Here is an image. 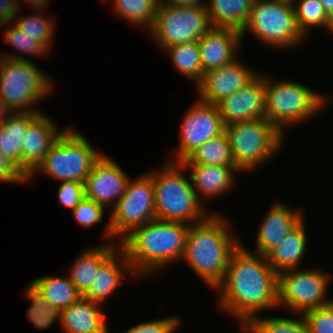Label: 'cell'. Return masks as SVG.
<instances>
[{
	"mask_svg": "<svg viewBox=\"0 0 333 333\" xmlns=\"http://www.w3.org/2000/svg\"><path fill=\"white\" fill-rule=\"evenodd\" d=\"M219 307L244 328L266 309L278 308V274L266 256L240 244L232 253L223 281L215 288Z\"/></svg>",
	"mask_w": 333,
	"mask_h": 333,
	"instance_id": "6da1fadb",
	"label": "cell"
},
{
	"mask_svg": "<svg viewBox=\"0 0 333 333\" xmlns=\"http://www.w3.org/2000/svg\"><path fill=\"white\" fill-rule=\"evenodd\" d=\"M189 227L182 222L153 219L122 238L120 248L125 252L136 278L155 275V272L181 260Z\"/></svg>",
	"mask_w": 333,
	"mask_h": 333,
	"instance_id": "7a4b0ae2",
	"label": "cell"
},
{
	"mask_svg": "<svg viewBox=\"0 0 333 333\" xmlns=\"http://www.w3.org/2000/svg\"><path fill=\"white\" fill-rule=\"evenodd\" d=\"M226 221L212 212L203 221L190 225L181 259L214 290L223 281L230 257L241 244L229 232Z\"/></svg>",
	"mask_w": 333,
	"mask_h": 333,
	"instance_id": "3957f363",
	"label": "cell"
},
{
	"mask_svg": "<svg viewBox=\"0 0 333 333\" xmlns=\"http://www.w3.org/2000/svg\"><path fill=\"white\" fill-rule=\"evenodd\" d=\"M1 55L0 104L8 113H42L33 106L54 90L52 80L26 56Z\"/></svg>",
	"mask_w": 333,
	"mask_h": 333,
	"instance_id": "277c9868",
	"label": "cell"
},
{
	"mask_svg": "<svg viewBox=\"0 0 333 333\" xmlns=\"http://www.w3.org/2000/svg\"><path fill=\"white\" fill-rule=\"evenodd\" d=\"M166 161L160 172L148 173L154 184L156 219L188 225L203 221L209 213L197 198L190 177L181 172L185 167L181 162Z\"/></svg>",
	"mask_w": 333,
	"mask_h": 333,
	"instance_id": "5b68a950",
	"label": "cell"
},
{
	"mask_svg": "<svg viewBox=\"0 0 333 333\" xmlns=\"http://www.w3.org/2000/svg\"><path fill=\"white\" fill-rule=\"evenodd\" d=\"M270 77L266 75L265 118L284 136L289 125L306 121L327 106L329 95L324 96L298 82L274 81Z\"/></svg>",
	"mask_w": 333,
	"mask_h": 333,
	"instance_id": "8992f818",
	"label": "cell"
},
{
	"mask_svg": "<svg viewBox=\"0 0 333 333\" xmlns=\"http://www.w3.org/2000/svg\"><path fill=\"white\" fill-rule=\"evenodd\" d=\"M64 128L43 162L28 177L29 181L35 174L42 173L59 182H85L93 164L103 153L96 151L81 132L73 127Z\"/></svg>",
	"mask_w": 333,
	"mask_h": 333,
	"instance_id": "52a82bcc",
	"label": "cell"
},
{
	"mask_svg": "<svg viewBox=\"0 0 333 333\" xmlns=\"http://www.w3.org/2000/svg\"><path fill=\"white\" fill-rule=\"evenodd\" d=\"M236 168L240 172L260 167L277 155L285 136L266 118L225 126ZM251 169V170H250Z\"/></svg>",
	"mask_w": 333,
	"mask_h": 333,
	"instance_id": "ba28073f",
	"label": "cell"
},
{
	"mask_svg": "<svg viewBox=\"0 0 333 333\" xmlns=\"http://www.w3.org/2000/svg\"><path fill=\"white\" fill-rule=\"evenodd\" d=\"M246 32L276 49L297 47L306 39L298 28L294 5L279 0H255L241 30L242 40Z\"/></svg>",
	"mask_w": 333,
	"mask_h": 333,
	"instance_id": "9c48e42d",
	"label": "cell"
},
{
	"mask_svg": "<svg viewBox=\"0 0 333 333\" xmlns=\"http://www.w3.org/2000/svg\"><path fill=\"white\" fill-rule=\"evenodd\" d=\"M204 4L194 6H168L159 4L155 23L149 31L159 48L198 41L212 28Z\"/></svg>",
	"mask_w": 333,
	"mask_h": 333,
	"instance_id": "30bf717a",
	"label": "cell"
},
{
	"mask_svg": "<svg viewBox=\"0 0 333 333\" xmlns=\"http://www.w3.org/2000/svg\"><path fill=\"white\" fill-rule=\"evenodd\" d=\"M152 177L146 173L128 180L124 194L110 210L104 235L109 239L124 238L136 227L156 219ZM111 237V238H110Z\"/></svg>",
	"mask_w": 333,
	"mask_h": 333,
	"instance_id": "8fae6325",
	"label": "cell"
},
{
	"mask_svg": "<svg viewBox=\"0 0 333 333\" xmlns=\"http://www.w3.org/2000/svg\"><path fill=\"white\" fill-rule=\"evenodd\" d=\"M331 275L322 269L299 268L278 274V307L285 305L291 313L301 315L333 302L326 292Z\"/></svg>",
	"mask_w": 333,
	"mask_h": 333,
	"instance_id": "7c38bea8",
	"label": "cell"
},
{
	"mask_svg": "<svg viewBox=\"0 0 333 333\" xmlns=\"http://www.w3.org/2000/svg\"><path fill=\"white\" fill-rule=\"evenodd\" d=\"M179 132L180 142L174 153L176 158L168 157V161L182 162L203 143L225 132L218 106L196 99L184 114Z\"/></svg>",
	"mask_w": 333,
	"mask_h": 333,
	"instance_id": "4fadbf2b",
	"label": "cell"
},
{
	"mask_svg": "<svg viewBox=\"0 0 333 333\" xmlns=\"http://www.w3.org/2000/svg\"><path fill=\"white\" fill-rule=\"evenodd\" d=\"M259 73L236 58L220 68L208 70L195 87L198 99L217 105L242 87L251 82Z\"/></svg>",
	"mask_w": 333,
	"mask_h": 333,
	"instance_id": "5bb4252c",
	"label": "cell"
},
{
	"mask_svg": "<svg viewBox=\"0 0 333 333\" xmlns=\"http://www.w3.org/2000/svg\"><path fill=\"white\" fill-rule=\"evenodd\" d=\"M130 178L115 160L102 154L84 182L85 197L105 208H113L124 194Z\"/></svg>",
	"mask_w": 333,
	"mask_h": 333,
	"instance_id": "9a60e30c",
	"label": "cell"
},
{
	"mask_svg": "<svg viewBox=\"0 0 333 333\" xmlns=\"http://www.w3.org/2000/svg\"><path fill=\"white\" fill-rule=\"evenodd\" d=\"M266 74H258L251 82L217 104L226 125L265 118Z\"/></svg>",
	"mask_w": 333,
	"mask_h": 333,
	"instance_id": "2e32d148",
	"label": "cell"
},
{
	"mask_svg": "<svg viewBox=\"0 0 333 333\" xmlns=\"http://www.w3.org/2000/svg\"><path fill=\"white\" fill-rule=\"evenodd\" d=\"M57 129L51 117L44 112L28 125L21 143V171L27 178L43 162L50 147L64 131Z\"/></svg>",
	"mask_w": 333,
	"mask_h": 333,
	"instance_id": "e0dca14e",
	"label": "cell"
},
{
	"mask_svg": "<svg viewBox=\"0 0 333 333\" xmlns=\"http://www.w3.org/2000/svg\"><path fill=\"white\" fill-rule=\"evenodd\" d=\"M241 42L240 31L212 27L198 40L203 72L220 68L234 61L240 52Z\"/></svg>",
	"mask_w": 333,
	"mask_h": 333,
	"instance_id": "ac0fdd59",
	"label": "cell"
},
{
	"mask_svg": "<svg viewBox=\"0 0 333 333\" xmlns=\"http://www.w3.org/2000/svg\"><path fill=\"white\" fill-rule=\"evenodd\" d=\"M303 217L301 210L274 202L259 227L254 253L265 256L304 220Z\"/></svg>",
	"mask_w": 333,
	"mask_h": 333,
	"instance_id": "d6986e66",
	"label": "cell"
},
{
	"mask_svg": "<svg viewBox=\"0 0 333 333\" xmlns=\"http://www.w3.org/2000/svg\"><path fill=\"white\" fill-rule=\"evenodd\" d=\"M125 274L131 275L133 278L136 277L125 252L119 247L100 266L91 285L82 297L103 305L108 297L114 294V291L123 283Z\"/></svg>",
	"mask_w": 333,
	"mask_h": 333,
	"instance_id": "ffe728a7",
	"label": "cell"
},
{
	"mask_svg": "<svg viewBox=\"0 0 333 333\" xmlns=\"http://www.w3.org/2000/svg\"><path fill=\"white\" fill-rule=\"evenodd\" d=\"M190 169L189 177L196 196L201 202L205 198H217L229 191L235 184V173H241L236 166L201 165L182 163ZM219 195V196H218Z\"/></svg>",
	"mask_w": 333,
	"mask_h": 333,
	"instance_id": "44dd1931",
	"label": "cell"
},
{
	"mask_svg": "<svg viewBox=\"0 0 333 333\" xmlns=\"http://www.w3.org/2000/svg\"><path fill=\"white\" fill-rule=\"evenodd\" d=\"M102 305L81 298L61 310L59 325L65 333H109Z\"/></svg>",
	"mask_w": 333,
	"mask_h": 333,
	"instance_id": "7402d4cb",
	"label": "cell"
},
{
	"mask_svg": "<svg viewBox=\"0 0 333 333\" xmlns=\"http://www.w3.org/2000/svg\"><path fill=\"white\" fill-rule=\"evenodd\" d=\"M304 225L303 220L265 255L268 263L277 274L285 270L299 268L307 251L308 239Z\"/></svg>",
	"mask_w": 333,
	"mask_h": 333,
	"instance_id": "603a6c76",
	"label": "cell"
},
{
	"mask_svg": "<svg viewBox=\"0 0 333 333\" xmlns=\"http://www.w3.org/2000/svg\"><path fill=\"white\" fill-rule=\"evenodd\" d=\"M102 245L88 248L79 254L67 272L82 295L88 290L100 266L120 247V244L116 246L114 243Z\"/></svg>",
	"mask_w": 333,
	"mask_h": 333,
	"instance_id": "cb8c5ba5",
	"label": "cell"
},
{
	"mask_svg": "<svg viewBox=\"0 0 333 333\" xmlns=\"http://www.w3.org/2000/svg\"><path fill=\"white\" fill-rule=\"evenodd\" d=\"M40 113H8L0 125V151L21 170V143L28 125Z\"/></svg>",
	"mask_w": 333,
	"mask_h": 333,
	"instance_id": "d4e9b609",
	"label": "cell"
},
{
	"mask_svg": "<svg viewBox=\"0 0 333 333\" xmlns=\"http://www.w3.org/2000/svg\"><path fill=\"white\" fill-rule=\"evenodd\" d=\"M255 0H208L204 3L213 27L232 28L241 32Z\"/></svg>",
	"mask_w": 333,
	"mask_h": 333,
	"instance_id": "484cf974",
	"label": "cell"
},
{
	"mask_svg": "<svg viewBox=\"0 0 333 333\" xmlns=\"http://www.w3.org/2000/svg\"><path fill=\"white\" fill-rule=\"evenodd\" d=\"M50 305L60 311L68 308L82 298V294L69 276L47 275L29 283Z\"/></svg>",
	"mask_w": 333,
	"mask_h": 333,
	"instance_id": "4316f807",
	"label": "cell"
},
{
	"mask_svg": "<svg viewBox=\"0 0 333 333\" xmlns=\"http://www.w3.org/2000/svg\"><path fill=\"white\" fill-rule=\"evenodd\" d=\"M181 163L236 166L229 139L225 132L203 143Z\"/></svg>",
	"mask_w": 333,
	"mask_h": 333,
	"instance_id": "83f0119b",
	"label": "cell"
},
{
	"mask_svg": "<svg viewBox=\"0 0 333 333\" xmlns=\"http://www.w3.org/2000/svg\"><path fill=\"white\" fill-rule=\"evenodd\" d=\"M165 51L176 70L187 78L195 80V86L201 82L204 72L198 41L177 44L166 48Z\"/></svg>",
	"mask_w": 333,
	"mask_h": 333,
	"instance_id": "f1b7e54d",
	"label": "cell"
},
{
	"mask_svg": "<svg viewBox=\"0 0 333 333\" xmlns=\"http://www.w3.org/2000/svg\"><path fill=\"white\" fill-rule=\"evenodd\" d=\"M112 1V0H111ZM113 11L121 19L124 18L131 24L143 27L148 32L155 23L158 0H113Z\"/></svg>",
	"mask_w": 333,
	"mask_h": 333,
	"instance_id": "f546056e",
	"label": "cell"
},
{
	"mask_svg": "<svg viewBox=\"0 0 333 333\" xmlns=\"http://www.w3.org/2000/svg\"><path fill=\"white\" fill-rule=\"evenodd\" d=\"M293 5L298 28L305 38L316 27H324L333 34V20L319 0H296Z\"/></svg>",
	"mask_w": 333,
	"mask_h": 333,
	"instance_id": "4dcf8cb0",
	"label": "cell"
},
{
	"mask_svg": "<svg viewBox=\"0 0 333 333\" xmlns=\"http://www.w3.org/2000/svg\"><path fill=\"white\" fill-rule=\"evenodd\" d=\"M301 317L256 316L242 330L245 333H309L307 322L303 315Z\"/></svg>",
	"mask_w": 333,
	"mask_h": 333,
	"instance_id": "1f68e13d",
	"label": "cell"
},
{
	"mask_svg": "<svg viewBox=\"0 0 333 333\" xmlns=\"http://www.w3.org/2000/svg\"><path fill=\"white\" fill-rule=\"evenodd\" d=\"M39 11L46 10L35 9L33 11L35 12L34 15L31 14L30 16L21 17L20 19L15 16L13 23L23 32V34L34 37V41L40 42L50 52L56 25L53 18L52 21L49 16L44 17L41 13L38 14Z\"/></svg>",
	"mask_w": 333,
	"mask_h": 333,
	"instance_id": "d6a6232c",
	"label": "cell"
},
{
	"mask_svg": "<svg viewBox=\"0 0 333 333\" xmlns=\"http://www.w3.org/2000/svg\"><path fill=\"white\" fill-rule=\"evenodd\" d=\"M24 293L32 302L26 315L35 328L47 330L55 321L60 322L61 311L50 305L30 284L27 285Z\"/></svg>",
	"mask_w": 333,
	"mask_h": 333,
	"instance_id": "836d02e7",
	"label": "cell"
},
{
	"mask_svg": "<svg viewBox=\"0 0 333 333\" xmlns=\"http://www.w3.org/2000/svg\"><path fill=\"white\" fill-rule=\"evenodd\" d=\"M9 26L4 32H2L4 39L18 52H24L23 54H29L30 56H45L49 51L38 41H34V37L23 34V32L12 22L6 24ZM12 25V26H10Z\"/></svg>",
	"mask_w": 333,
	"mask_h": 333,
	"instance_id": "e575fe53",
	"label": "cell"
},
{
	"mask_svg": "<svg viewBox=\"0 0 333 333\" xmlns=\"http://www.w3.org/2000/svg\"><path fill=\"white\" fill-rule=\"evenodd\" d=\"M309 333H333V302L302 314Z\"/></svg>",
	"mask_w": 333,
	"mask_h": 333,
	"instance_id": "d590c367",
	"label": "cell"
},
{
	"mask_svg": "<svg viewBox=\"0 0 333 333\" xmlns=\"http://www.w3.org/2000/svg\"><path fill=\"white\" fill-rule=\"evenodd\" d=\"M105 207L86 197L72 210L77 223L86 228H92L104 219Z\"/></svg>",
	"mask_w": 333,
	"mask_h": 333,
	"instance_id": "8d00e7d4",
	"label": "cell"
},
{
	"mask_svg": "<svg viewBox=\"0 0 333 333\" xmlns=\"http://www.w3.org/2000/svg\"><path fill=\"white\" fill-rule=\"evenodd\" d=\"M180 324L181 319L178 316H171L140 322L124 333H175Z\"/></svg>",
	"mask_w": 333,
	"mask_h": 333,
	"instance_id": "74e56055",
	"label": "cell"
},
{
	"mask_svg": "<svg viewBox=\"0 0 333 333\" xmlns=\"http://www.w3.org/2000/svg\"><path fill=\"white\" fill-rule=\"evenodd\" d=\"M57 196L61 205L73 210L85 197L84 183L61 182Z\"/></svg>",
	"mask_w": 333,
	"mask_h": 333,
	"instance_id": "f35d334b",
	"label": "cell"
},
{
	"mask_svg": "<svg viewBox=\"0 0 333 333\" xmlns=\"http://www.w3.org/2000/svg\"><path fill=\"white\" fill-rule=\"evenodd\" d=\"M28 178L0 151V182L26 183Z\"/></svg>",
	"mask_w": 333,
	"mask_h": 333,
	"instance_id": "ab89813d",
	"label": "cell"
},
{
	"mask_svg": "<svg viewBox=\"0 0 333 333\" xmlns=\"http://www.w3.org/2000/svg\"><path fill=\"white\" fill-rule=\"evenodd\" d=\"M19 0H0V27L14 21L18 15L20 5Z\"/></svg>",
	"mask_w": 333,
	"mask_h": 333,
	"instance_id": "60d3db41",
	"label": "cell"
},
{
	"mask_svg": "<svg viewBox=\"0 0 333 333\" xmlns=\"http://www.w3.org/2000/svg\"><path fill=\"white\" fill-rule=\"evenodd\" d=\"M203 0H160V4H166L168 6H194L204 4Z\"/></svg>",
	"mask_w": 333,
	"mask_h": 333,
	"instance_id": "b9f144b4",
	"label": "cell"
},
{
	"mask_svg": "<svg viewBox=\"0 0 333 333\" xmlns=\"http://www.w3.org/2000/svg\"><path fill=\"white\" fill-rule=\"evenodd\" d=\"M28 2L27 4L31 6L32 10L38 9V10H45L47 9L48 3H50V0H24Z\"/></svg>",
	"mask_w": 333,
	"mask_h": 333,
	"instance_id": "7bdbcfd3",
	"label": "cell"
},
{
	"mask_svg": "<svg viewBox=\"0 0 333 333\" xmlns=\"http://www.w3.org/2000/svg\"><path fill=\"white\" fill-rule=\"evenodd\" d=\"M328 16L333 20V0H319Z\"/></svg>",
	"mask_w": 333,
	"mask_h": 333,
	"instance_id": "ee69618b",
	"label": "cell"
},
{
	"mask_svg": "<svg viewBox=\"0 0 333 333\" xmlns=\"http://www.w3.org/2000/svg\"><path fill=\"white\" fill-rule=\"evenodd\" d=\"M8 112L4 109V107L0 104V125L3 123Z\"/></svg>",
	"mask_w": 333,
	"mask_h": 333,
	"instance_id": "f6af8a7d",
	"label": "cell"
},
{
	"mask_svg": "<svg viewBox=\"0 0 333 333\" xmlns=\"http://www.w3.org/2000/svg\"><path fill=\"white\" fill-rule=\"evenodd\" d=\"M285 3L294 4L296 0H279Z\"/></svg>",
	"mask_w": 333,
	"mask_h": 333,
	"instance_id": "bcb514c9",
	"label": "cell"
}]
</instances>
